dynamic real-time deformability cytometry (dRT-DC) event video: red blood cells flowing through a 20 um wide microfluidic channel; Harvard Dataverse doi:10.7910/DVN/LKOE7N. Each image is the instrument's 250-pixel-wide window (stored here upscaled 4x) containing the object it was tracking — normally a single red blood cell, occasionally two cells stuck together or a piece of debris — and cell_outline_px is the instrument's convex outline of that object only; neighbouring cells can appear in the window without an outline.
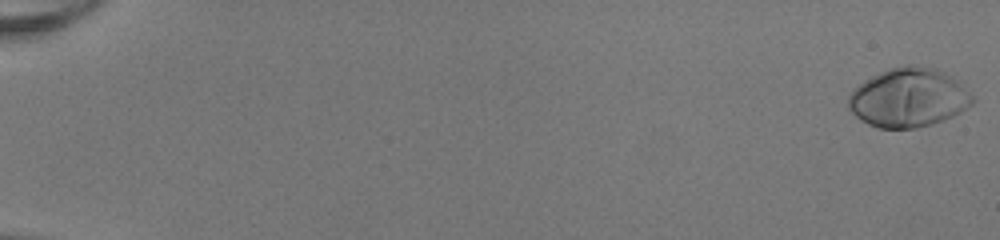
{"species": "human", "species_latin": "Homo sapiens", "temperature_condition": "room temperature", "stored_images_in_passage": 52, "camera_frame_rate_fps": 3000, "um_per_image_px": 0.085, "donor": {"sex": "female"}, "frame": {"image": 1, "passage_image": 1, "time_ms": 0.0, "image_size_px": [1000, 240], "cell_outline_px": [[976, 100], [972, 104], [960, 112], [952, 116], [932, 124], [916, 128], [876, 128], [860, 120], [848, 108], [848, 96], [860, 84], [872, 76], [888, 68], [908, 64], [912, 64], [936, 68], [944, 72], [956, 80]], "centroid_in_image_um": [77.21, 8.3], "position_along_channel_um": 7.8, "area_um2": 42.48}}
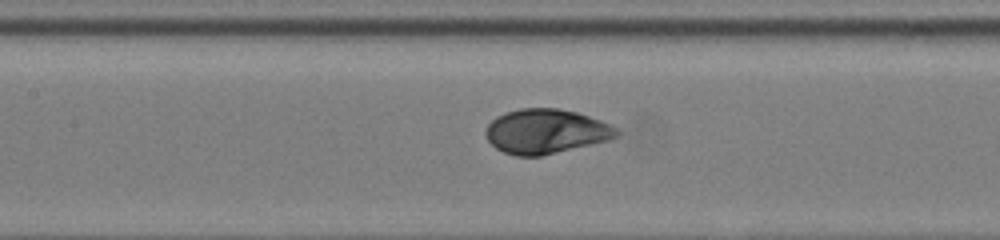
{"frame": {"image": 2, "passage_image": 27, "time_ms": 8.667, "image_size_px": [1000, 240], "cell_outline_px": [[620, 136], [612, 140], [540, 156], [516, 156], [504, 152], [496, 148], [484, 136], [484, 128], [496, 116], [504, 112], [520, 108], [556, 108], [576, 112], [612, 124], [620, 132]], "centroid_in_image_um": [46.41, 11.17], "position_along_channel_um": 161.0, "area_um2": 34.39}}
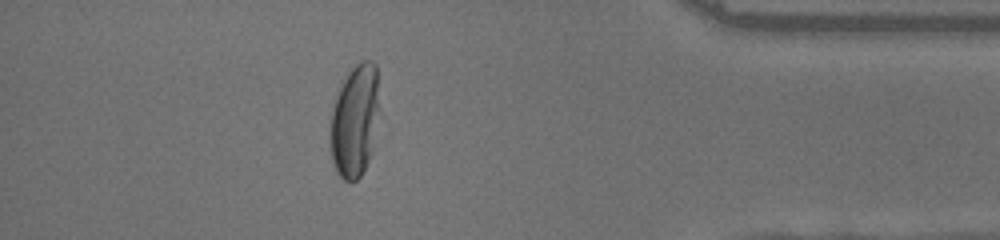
{"frame": {"image": 3, "passage_image": 47, "time_ms": 15.333, "image_size_px": [1000, 240], "cell_outline_px": [[384, 116], [368, 160], [360, 176], [356, 180], [344, 180], [336, 172], [328, 148], [328, 128], [332, 108], [336, 96], [348, 68], [364, 60], [372, 60], [376, 64]], "centroid_in_image_um": [30.21, 10.2], "position_along_channel_um": 405.0, "area_um2": 34.51}, "authors_computed_cell_mechanics": {"area_um2": 35.2869, "velocity_mm_per_s": 4.0947, "shape_relaxation_time_tau1_ms": 2.8476, "shape_relaxation_time_tau2_ms": null, "deformation_change_tau1": 0.1693, "deformation_change_tau2": null}}